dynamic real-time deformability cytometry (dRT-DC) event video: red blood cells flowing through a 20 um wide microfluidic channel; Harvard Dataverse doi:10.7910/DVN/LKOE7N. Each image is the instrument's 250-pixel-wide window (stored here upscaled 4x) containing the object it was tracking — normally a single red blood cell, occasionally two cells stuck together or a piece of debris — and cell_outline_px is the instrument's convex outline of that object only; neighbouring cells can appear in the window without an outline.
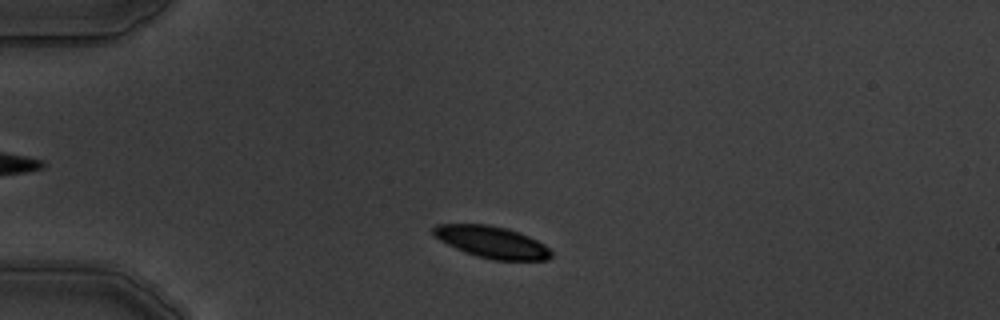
{"species": "common noctule bat (a hibernating species)", "species_latin": "Nyctalus noctula", "temperature_condition": "warm", "stored_images_in_passage": 1, "camera_frame_rate_fps": 3000, "um_per_image_px": 0.085, "animal": {"sex": "male", "body_mass_g": 19.5, "forearm_length_mm": 54.6}, "frame": {"image": 1, "passage_image": 1, "time_ms": 0.0, "image_size_px": [1000, 320], "cell_outline_px": [[552, 256], [548, 260], [492, 260], [476, 256], [464, 252], [432, 236], [432, 228], [436, 224], [488, 224], [508, 228], [520, 232], [544, 244], [552, 252]], "centroid_in_image_um": [41.79, 20.57], "position_along_channel_um": 43.2, "area_um2": 22.02}}